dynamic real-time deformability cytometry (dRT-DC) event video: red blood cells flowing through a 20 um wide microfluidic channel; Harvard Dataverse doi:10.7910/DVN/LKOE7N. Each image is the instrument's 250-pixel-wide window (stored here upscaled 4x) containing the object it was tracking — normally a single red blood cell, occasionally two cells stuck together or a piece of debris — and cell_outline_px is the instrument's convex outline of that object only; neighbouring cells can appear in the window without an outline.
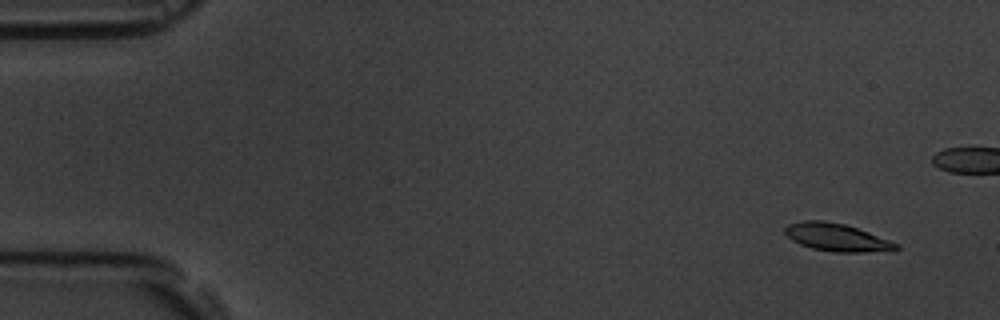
{"species": "common noctule bat (a hibernating species)", "species_latin": "Nyctalus noctula", "temperature_condition": "room temperature", "stored_images_in_passage": 5, "camera_frame_rate_fps": 3000, "um_per_image_px": 0.085, "animal": {"sex": "male", "body_mass_g": 19.5, "forearm_length_mm": 54.6}, "frame": {"image": 1, "passage_image": 1, "time_ms": 0.0, "image_size_px": [1000, 320], "cell_outline_px": [[900, 248], [896, 252], [836, 252], [812, 248], [800, 244], [792, 240], [784, 232], [784, 228], [788, 224], [804, 220], [824, 220], [844, 224], [868, 232], [900, 244]], "centroid_in_image_um": [71.19, 20.19], "position_along_channel_um": 13.8, "area_um2": 18.15}}
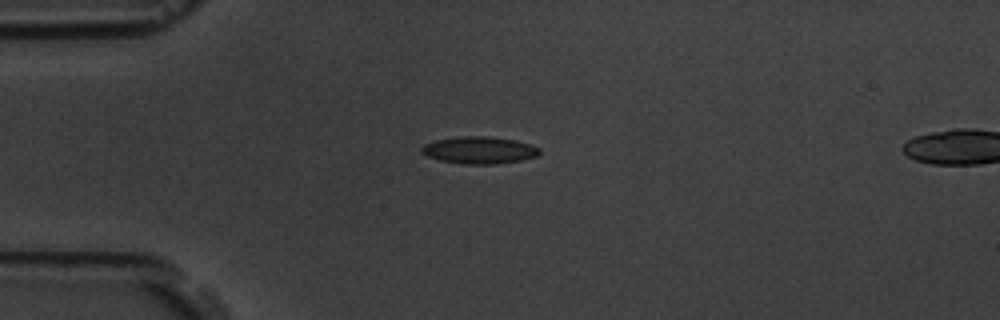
{"frame": {"image": 2, "passage_image": 5, "time_ms": 5.667, "image_size_px": [1000, 320], "cell_outline_px": [[540, 152], [536, 156], [520, 160], [496, 164], [464, 164], [440, 160], [428, 156], [420, 152], [420, 148], [424, 144], [436, 140], [460, 136], [484, 136], [516, 140], [540, 148]], "centroid_in_image_um": [40.71, 12.76], "position_along_channel_um": 44.3, "area_um2": 18.5}}